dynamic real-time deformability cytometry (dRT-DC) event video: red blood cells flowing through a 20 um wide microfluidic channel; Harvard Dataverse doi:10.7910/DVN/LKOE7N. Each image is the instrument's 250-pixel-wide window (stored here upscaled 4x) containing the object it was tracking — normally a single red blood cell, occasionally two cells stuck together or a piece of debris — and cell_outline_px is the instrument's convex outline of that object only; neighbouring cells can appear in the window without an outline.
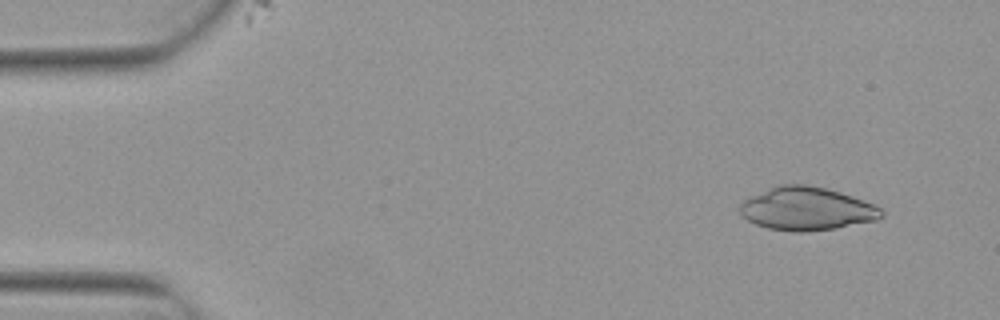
{"species": "Egyptian fruit bat (a non-hibernating species)", "species_latin": "Rousettus aegyptiacus", "temperature_condition": "warm", "stored_images_in_passage": 4, "camera_frame_rate_fps": 3000, "um_per_image_px": 0.085, "animal": {"sex": "female"}, "frame": {"image": 1, "passage_image": 1, "time_ms": 0.0, "image_size_px": [1000, 320], "cell_outline_px": [[884, 216], [880, 220], [836, 228], [808, 232], [796, 232], [768, 228], [756, 224], [748, 220], [736, 208], [744, 200], [776, 184], [804, 184], [824, 188], [840, 192], [852, 196], [872, 204], [880, 208], [884, 212]], "centroid_in_image_um": [68.58, 17.75], "position_along_channel_um": 16.4, "area_um2": 35.72}}